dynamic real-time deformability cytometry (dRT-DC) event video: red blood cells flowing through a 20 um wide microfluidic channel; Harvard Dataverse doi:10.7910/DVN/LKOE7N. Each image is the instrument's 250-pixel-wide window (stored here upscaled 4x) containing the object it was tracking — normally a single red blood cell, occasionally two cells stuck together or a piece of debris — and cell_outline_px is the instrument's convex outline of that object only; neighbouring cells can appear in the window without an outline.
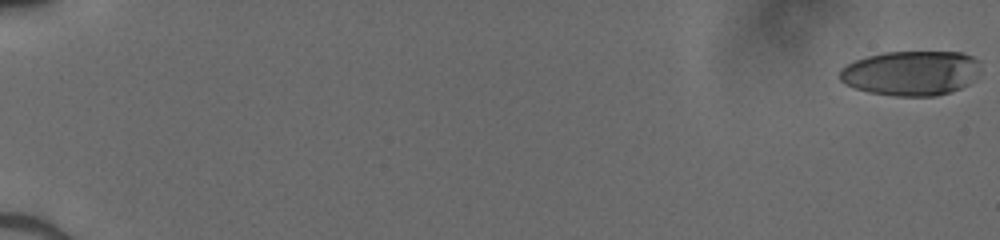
{"species": "human", "species_latin": "Homo sapiens", "temperature_condition": "cold", "stored_images_in_passage": 52, "camera_frame_rate_fps": 3000, "um_per_image_px": 0.085, "donor": {"sex": "male"}, "frame": {"image": 1, "passage_image": 1, "time_ms": 0.0, "image_size_px": [1000, 240], "cell_outline_px": [[980, 72], [968, 84], [952, 92], [936, 96], [892, 96], [868, 92], [844, 84], [840, 80], [840, 68], [856, 60], [868, 56], [884, 52], [960, 52], [972, 56], [980, 60]], "centroid_in_image_um": [77.46, 6.22], "position_along_channel_um": 7.5, "area_um2": 36.99}}
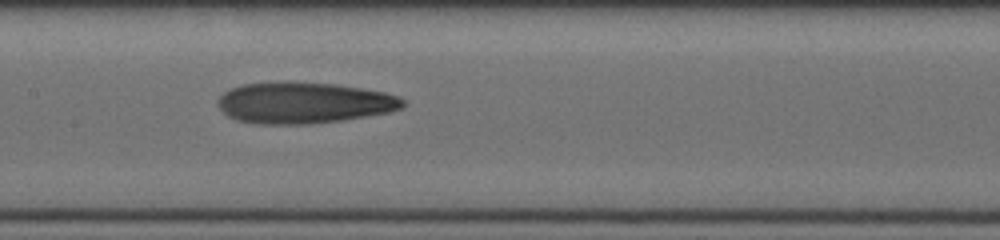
{"frame": {"image": 2, "passage_image": 29, "time_ms": 9.333, "image_size_px": [1000, 240], "cell_outline_px": [[404, 104], [400, 108], [388, 112], [344, 120], [312, 124], [256, 124], [236, 120], [228, 116], [216, 104], [216, 100], [224, 92], [232, 88], [244, 84], [284, 80], [336, 84], [384, 92], [396, 96], [404, 100]], "centroid_in_image_um": [25.77, 8.73], "position_along_channel_um": 181.6, "area_um2": 44.8}}
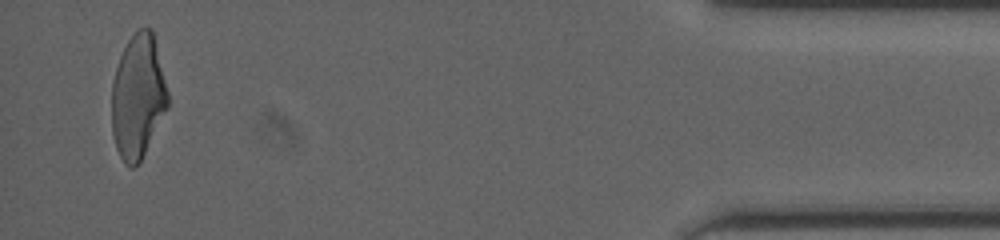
{"frame": {"image": 3, "passage_image": 51, "time_ms": 16.667, "image_size_px": [1000, 240], "cell_outline_px": [[168, 108], [140, 160], [132, 168], [124, 164], [116, 148], [112, 132], [112, 84], [116, 68], [120, 56], [128, 40], [140, 28], [152, 28], [168, 92]], "centroid_in_image_um": [11.72, 8.21], "position_along_channel_um": 423.5, "area_um2": 40.17}}